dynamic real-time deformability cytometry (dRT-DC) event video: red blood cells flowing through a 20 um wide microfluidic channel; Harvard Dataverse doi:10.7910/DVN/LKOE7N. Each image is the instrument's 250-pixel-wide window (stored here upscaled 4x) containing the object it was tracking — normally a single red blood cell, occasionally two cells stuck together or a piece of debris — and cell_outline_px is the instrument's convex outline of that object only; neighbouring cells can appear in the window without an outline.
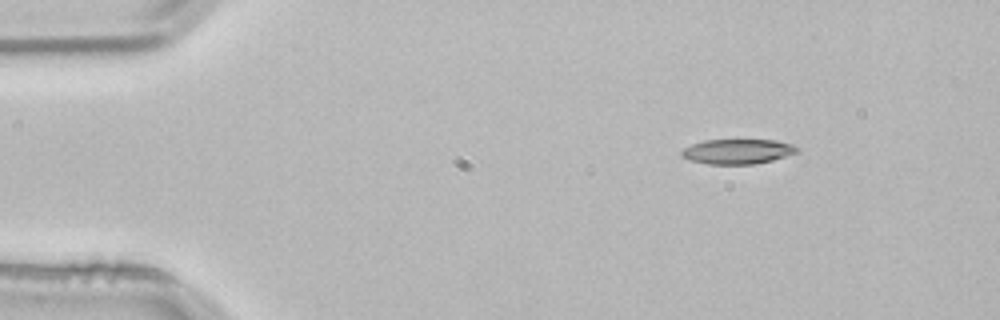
{"species": "common noctule bat (a hibernating species)", "species_latin": "Nyctalus noctula", "temperature_condition": "room temperature", "stored_images_in_passage": 4, "camera_frame_rate_fps": 3000, "um_per_image_px": 0.085, "animal": {"sex": "male", "body_mass_g": 21.5, "forearm_length_mm": 52.0}, "frame": {"image": 1, "passage_image": 1, "time_ms": 0.0, "image_size_px": [1000, 320], "cell_outline_px": [[800, 148], [796, 152], [772, 160], [756, 164], [708, 164], [688, 160], [680, 156], [680, 152], [684, 148], [692, 144], [704, 140], [776, 140], [792, 144]], "centroid_in_image_um": [62.65, 12.88], "position_along_channel_um": 22.3, "area_um2": 16.76}}
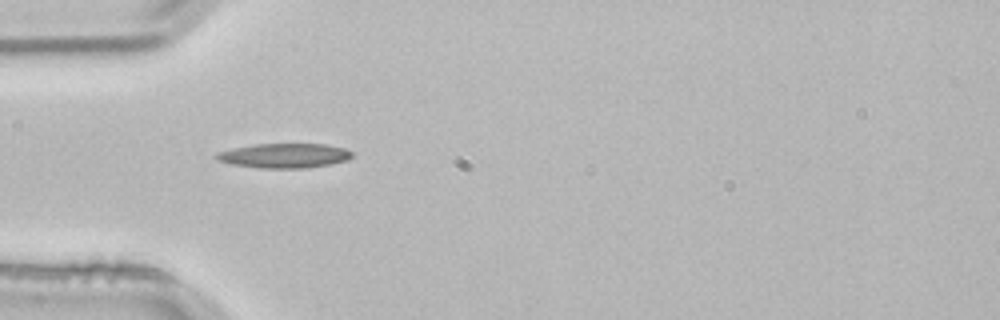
{"frame": {"image": 2, "passage_image": 3, "time_ms": 0.667, "image_size_px": [1000, 320], "cell_outline_px": [[356, 156], [348, 160], [328, 164], [304, 168], [260, 168], [232, 164], [216, 160], [212, 156], [216, 152], [232, 148], [256, 144], [324, 144], [344, 148], [356, 152]], "centroid_in_image_um": [24.17, 13.22], "position_along_channel_um": 60.8, "area_um2": 19.65}}